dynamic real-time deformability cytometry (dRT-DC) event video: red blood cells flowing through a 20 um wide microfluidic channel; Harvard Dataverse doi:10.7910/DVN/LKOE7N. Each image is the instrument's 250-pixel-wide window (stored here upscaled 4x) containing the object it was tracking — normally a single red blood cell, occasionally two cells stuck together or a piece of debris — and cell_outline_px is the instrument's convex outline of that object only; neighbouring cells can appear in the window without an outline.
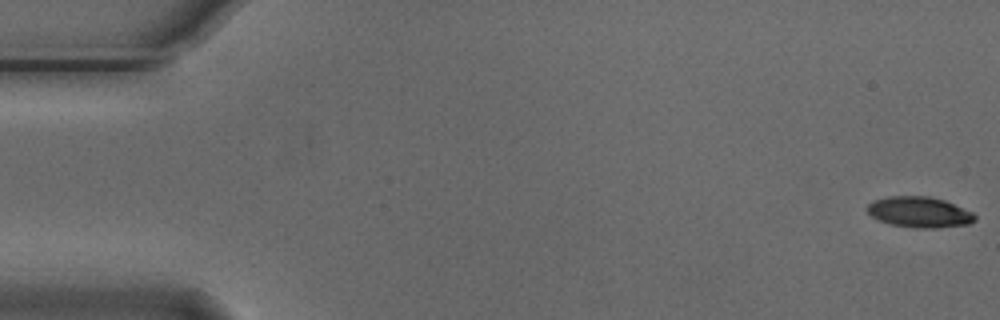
{"species": "Egyptian fruit bat (a non-hibernating species)", "species_latin": "Rousettus aegyptiacus", "temperature_condition": "cold", "stored_images_in_passage": 6, "camera_frame_rate_fps": 3000, "um_per_image_px": 0.085, "animal": {"sex": "male"}, "frame": {"image": 1, "passage_image": 1, "time_ms": 0.0, "image_size_px": [1000, 320], "cell_outline_px": [[976, 220], [968, 224], [936, 228], [916, 228], [892, 224], [880, 220], [872, 216], [864, 208], [872, 200], [888, 196], [928, 196], [944, 200], [972, 212], [976, 216]], "centroid_in_image_um": [78.12, 18.02], "position_along_channel_um": 6.9, "area_um2": 19.25}}